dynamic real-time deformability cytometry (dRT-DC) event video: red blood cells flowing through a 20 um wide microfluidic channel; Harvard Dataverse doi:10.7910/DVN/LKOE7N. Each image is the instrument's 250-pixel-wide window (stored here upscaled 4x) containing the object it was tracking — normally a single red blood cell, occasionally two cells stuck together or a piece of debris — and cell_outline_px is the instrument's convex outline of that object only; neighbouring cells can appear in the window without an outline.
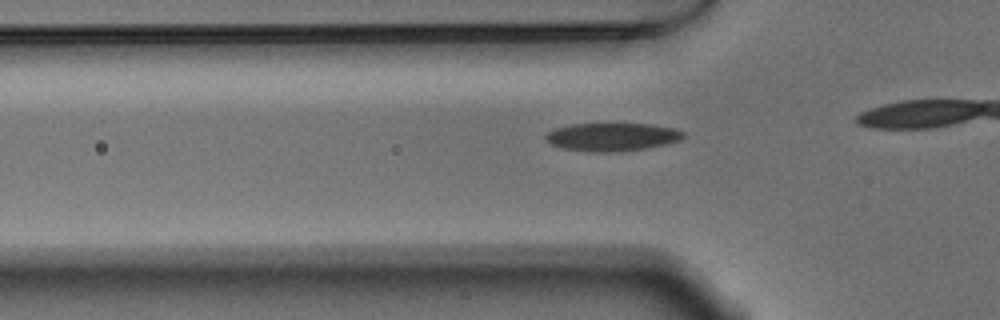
{"species": "Egyptian fruit bat (a non-hibernating species)", "species_latin": "Rousettus aegyptiacus", "temperature_condition": "warm", "stored_images_in_passage": 33, "camera_frame_rate_fps": 3000, "um_per_image_px": 0.085, "animal": {"sex": "male"}, "frame": {"image": 1, "passage_image": 9, "time_ms": 2.667, "image_size_px": [1000, 320], "cell_outline_px": [[684, 136], [680, 140], [664, 144], [644, 148], [616, 152], [588, 152], [564, 148], [552, 144], [544, 136], [548, 132], [556, 128], [572, 124], [648, 124], [676, 128], [684, 132]], "centroid_in_image_um": [52.04, 11.63], "position_along_channel_um": 73.8, "area_um2": 22.31}}
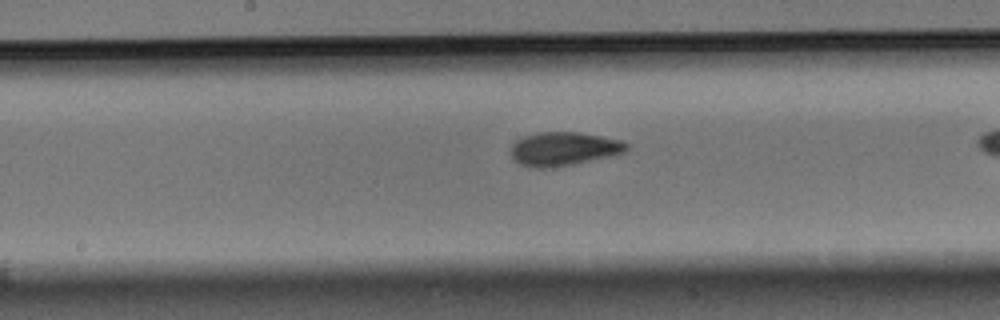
{"frame": {"image": 2, "passage_image": 19, "time_ms": 6.0, "image_size_px": [1000, 320], "cell_outline_px": [[628, 148], [624, 152], [608, 156], [572, 164], [552, 168], [536, 168], [520, 164], [512, 156], [512, 144], [516, 140], [524, 136], [540, 132], [580, 132], [624, 140], [628, 144]], "centroid_in_image_um": [47.93, 12.64], "position_along_channel_um": 200.3, "area_um2": 22.54}}
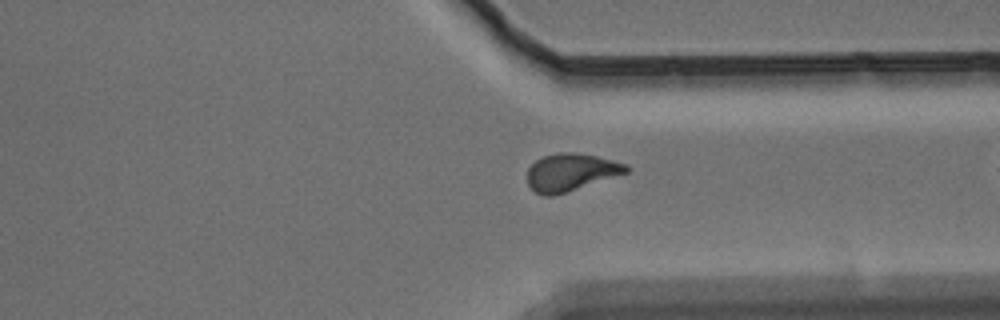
{"frame": {"image": 3, "passage_image": 32, "time_ms": 10.333, "image_size_px": [1000, 320], "cell_outline_px": [[628, 172], [552, 196], [544, 196], [536, 192], [528, 184], [528, 168], [536, 160], [544, 156], [560, 152], [572, 152], [596, 156], [628, 164]], "centroid_in_image_um": [48.51, 14.63], "position_along_channel_um": 362.9, "area_um2": 21.15}}